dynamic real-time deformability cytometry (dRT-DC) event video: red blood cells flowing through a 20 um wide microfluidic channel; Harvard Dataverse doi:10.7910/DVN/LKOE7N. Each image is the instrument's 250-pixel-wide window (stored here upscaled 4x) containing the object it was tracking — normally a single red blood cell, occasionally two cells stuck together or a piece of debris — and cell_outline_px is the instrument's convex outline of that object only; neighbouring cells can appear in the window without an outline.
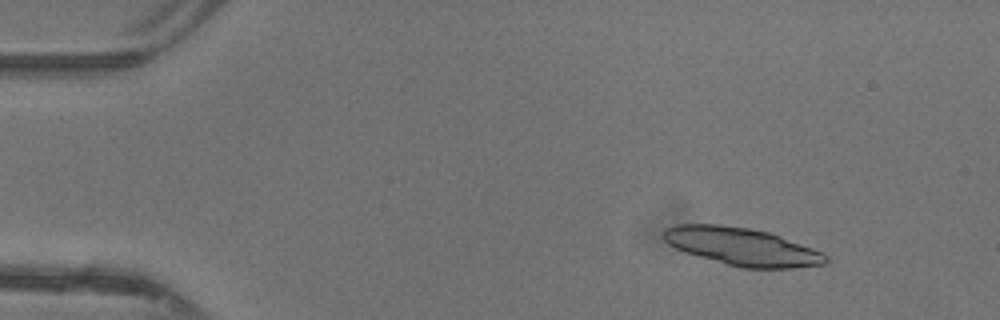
{"species": "common noctule bat (a hibernating species)", "species_latin": "Nyctalus noctula", "temperature_condition": "warm", "stored_images_in_passage": 45, "segment_of_instrument_passage": [1, 2], "camera_frame_rate_fps": 3000, "um_per_image_px": 0.085, "animal": {"sex": "female"}, "frame": {"image": 1, "passage_image": 5, "time_ms": 1.333, "image_size_px": [1000, 320], "cell_outline_px": [[828, 260], [824, 264], [792, 268], [740, 268], [684, 252], [668, 244], [660, 236], [664, 228], [672, 224], [720, 224], [752, 228], [768, 232], [780, 236], [812, 248], [828, 256]], "centroid_in_image_um": [62.99, 20.95], "position_along_channel_um": 22.0, "area_um2": 35.84}}